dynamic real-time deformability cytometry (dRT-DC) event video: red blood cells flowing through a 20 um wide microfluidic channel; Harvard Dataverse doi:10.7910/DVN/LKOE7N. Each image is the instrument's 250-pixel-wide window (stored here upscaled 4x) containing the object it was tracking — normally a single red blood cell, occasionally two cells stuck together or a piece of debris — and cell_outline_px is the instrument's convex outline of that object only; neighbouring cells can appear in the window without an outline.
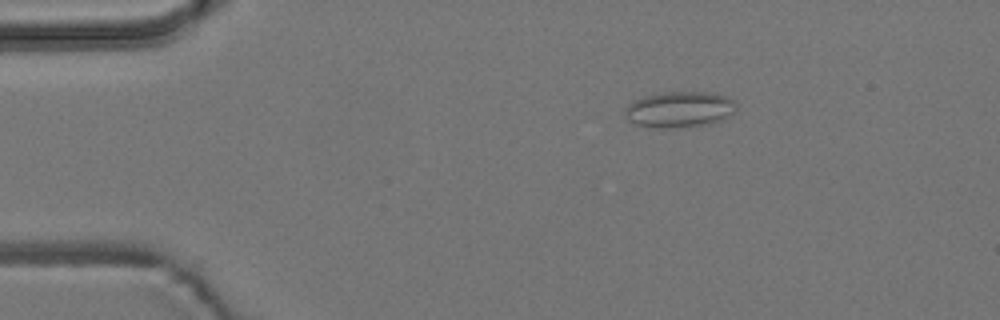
{"species": "common noctule bat (a hibernating species)", "species_latin": "Nyctalus noctula", "temperature_condition": "room temperature", "stored_images_in_passage": 5, "camera_frame_rate_fps": 3000, "um_per_image_px": 0.085, "animal": {"sex": "male", "body_mass_g": 19.2, "forearm_length_mm": 51.8}, "frame": {"image": 1, "passage_image": 3, "time_ms": 2.333, "image_size_px": [1000, 320], "cell_outline_px": [[736, 108], [724, 120], [708, 124], [680, 128], [656, 128], [636, 124], [628, 120], [624, 108], [628, 104], [644, 96], [664, 92], [704, 92], [724, 96], [732, 100], [736, 104]], "centroid_in_image_um": [57.74, 9.32], "position_along_channel_um": 27.3, "area_um2": 23.24}}
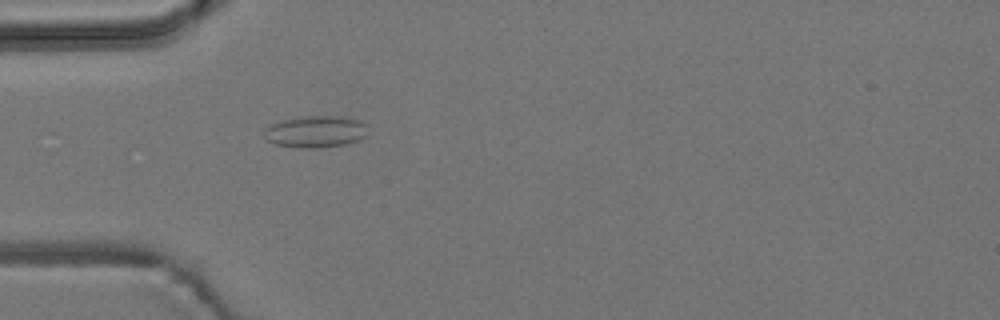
{"frame": {"image": 2, "passage_image": 5, "time_ms": 4.667, "image_size_px": [1000, 320], "cell_outline_px": [[368, 124], [364, 136], [356, 140], [344, 144], [320, 148], [300, 148], [276, 144], [268, 140], [264, 136], [264, 128], [268, 124], [300, 116], [340, 116], [360, 120]], "centroid_in_image_um": [26.8, 11.18], "position_along_channel_um": 58.2, "area_um2": 19.25}}